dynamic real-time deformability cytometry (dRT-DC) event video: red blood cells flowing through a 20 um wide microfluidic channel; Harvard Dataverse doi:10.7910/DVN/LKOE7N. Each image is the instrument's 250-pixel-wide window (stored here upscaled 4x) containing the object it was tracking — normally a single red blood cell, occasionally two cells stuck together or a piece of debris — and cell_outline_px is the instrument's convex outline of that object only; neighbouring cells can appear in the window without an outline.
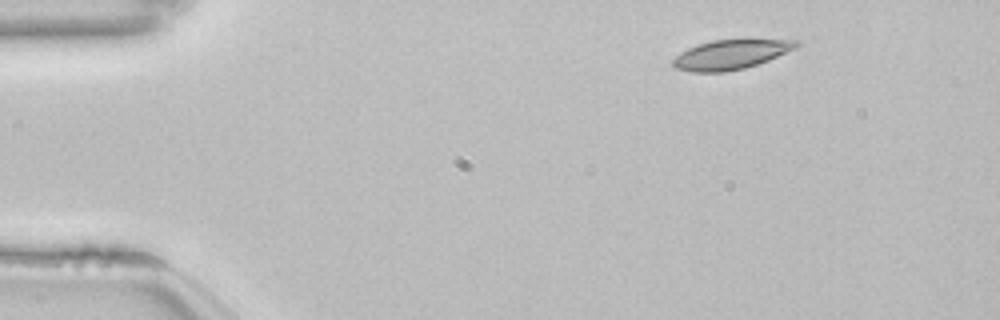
{"species": "common noctule bat (a hibernating species)", "species_latin": "Nyctalus noctula", "temperature_condition": "room temperature", "stored_images_in_passage": 47, "camera_frame_rate_fps": 3000, "um_per_image_px": 0.085, "animal": {"sex": "female", "body_mass_g": 22.7, "forearm_length_mm": 54.2}, "frame": {"image": 1, "passage_image": 1, "time_ms": 0.0, "image_size_px": [1000, 320], "cell_outline_px": [[800, 44], [796, 48], [768, 60], [744, 68], [724, 72], [692, 72], [676, 68], [672, 64], [672, 60], [680, 52], [688, 48], [712, 40], [800, 40]], "centroid_in_image_um": [62.1, 4.64], "position_along_channel_um": 22.9, "area_um2": 20.92}}
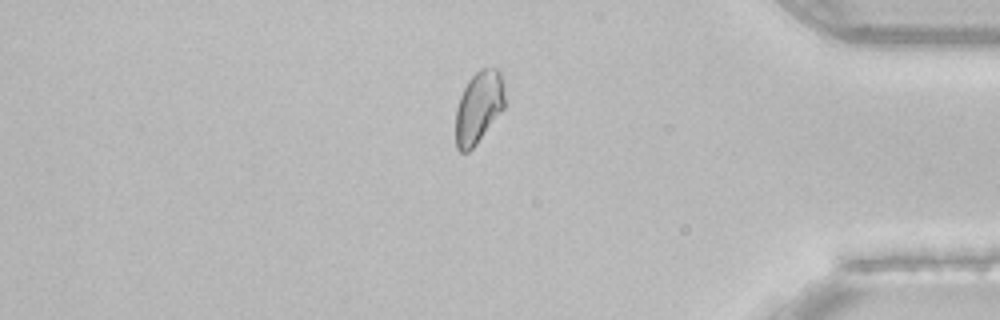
{"frame": {"image": 2, "passage_image": 39, "time_ms": 12.667, "image_size_px": [1000, 320], "cell_outline_px": [[504, 108], [476, 144], [468, 152], [460, 152], [456, 148], [456, 108], [460, 96], [468, 80], [480, 68], [500, 68], [504, 84]], "centroid_in_image_um": [40.69, 9.09], "position_along_channel_um": 394.5, "area_um2": 20.69}}
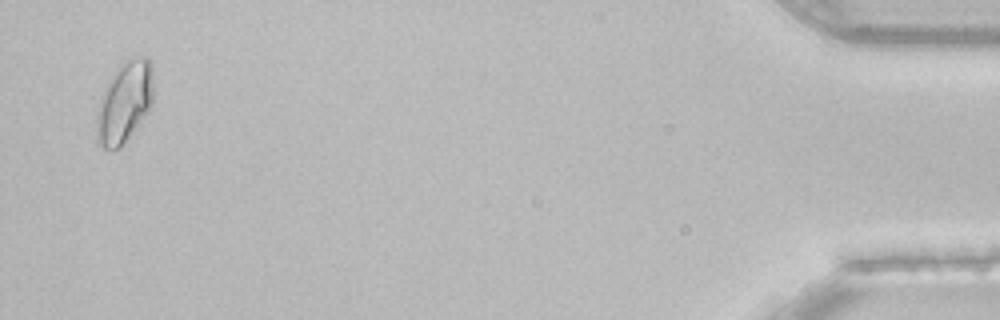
{"frame": {"image": 3, "passage_image": 46, "time_ms": 15.0, "image_size_px": [1000, 320], "cell_outline_px": [[152, 104], [124, 144], [120, 148], [112, 152], [108, 152], [96, 144], [96, 112], [100, 96], [108, 80], [120, 64], [124, 60], [140, 56], [148, 56], [152, 68]], "centroid_in_image_um": [10.52, 8.73], "position_along_channel_um": 424.7, "area_um2": 27.34}, "authors_computed_cell_mechanics": {"area_um2": 21.097, "velocity_mm_per_s": 3.8227, "shape_relaxation_time_tau1_ms": null, "shape_relaxation_time_tau2_ms": 5.5658, "deformation_change_tau1": null, "deformation_change_tau2": 0.0827}}